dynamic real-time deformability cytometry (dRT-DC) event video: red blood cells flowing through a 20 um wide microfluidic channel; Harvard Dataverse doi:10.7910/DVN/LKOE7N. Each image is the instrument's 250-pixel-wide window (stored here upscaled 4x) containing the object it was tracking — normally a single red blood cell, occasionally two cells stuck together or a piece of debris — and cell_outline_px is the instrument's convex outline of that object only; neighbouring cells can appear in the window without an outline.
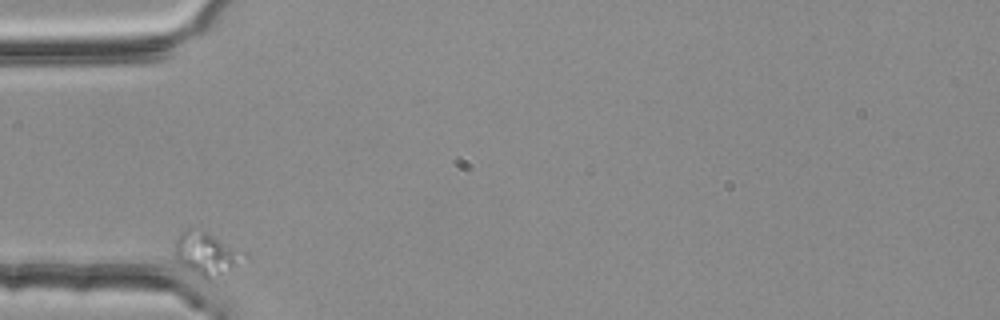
{"species": "common noctule bat (a hibernating species)", "species_latin": "Nyctalus noctula", "temperature_condition": "room temperature", "stored_images_in_passage": 33, "camera_frame_rate_fps": 3000, "um_per_image_px": 0.085, "animal": {"sex": "female", "body_mass_g": 25.1}, "frame": {"image": 1, "passage_image": 1, "time_ms": 0.0, "image_size_px": [1000, 320], "cell_outline_px": [[248, 256], [236, 264], [208, 280], [204, 280], [184, 268], [176, 260], [172, 248], [180, 232], [184, 228], [204, 228], [248, 252]], "centroid_in_image_um": [17.5, 21.48], "position_along_channel_um": 67.5, "area_um2": 18.09}}